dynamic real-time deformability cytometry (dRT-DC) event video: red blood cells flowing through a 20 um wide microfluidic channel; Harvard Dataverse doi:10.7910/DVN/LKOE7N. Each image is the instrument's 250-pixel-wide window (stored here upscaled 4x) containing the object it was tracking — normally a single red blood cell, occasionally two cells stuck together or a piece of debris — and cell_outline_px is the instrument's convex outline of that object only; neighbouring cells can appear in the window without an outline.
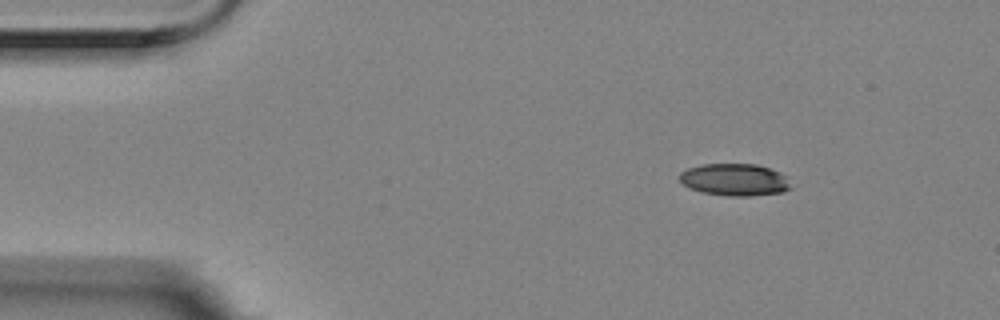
{"species": "Egyptian fruit bat (a non-hibernating species)", "species_latin": "Rousettus aegyptiacus", "temperature_condition": "room temperature", "stored_images_in_passage": 3, "camera_frame_rate_fps": 3000, "um_per_image_px": 0.085, "animal": {"sex": "female"}, "frame": {"image": 1, "passage_image": 1, "time_ms": 0.0, "image_size_px": [1000, 320], "cell_outline_px": [[792, 188], [784, 192], [752, 196], [728, 196], [704, 192], [692, 188], [684, 184], [680, 180], [680, 172], [688, 168], [700, 164], [756, 164], [780, 172], [788, 176]], "centroid_in_image_um": [62.51, 15.27], "position_along_channel_um": 22.5, "area_um2": 20.92}}